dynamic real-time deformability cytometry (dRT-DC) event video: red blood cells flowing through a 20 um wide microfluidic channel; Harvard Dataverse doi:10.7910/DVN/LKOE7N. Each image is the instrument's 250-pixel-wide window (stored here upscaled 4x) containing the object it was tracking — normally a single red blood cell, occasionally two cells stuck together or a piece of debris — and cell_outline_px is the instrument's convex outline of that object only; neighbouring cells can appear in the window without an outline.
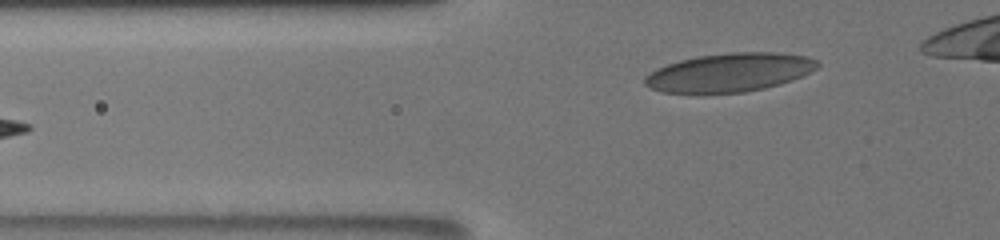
{"species": "human", "species_latin": "Homo sapiens", "temperature_condition": "room temperature", "stored_images_in_passage": 60, "camera_frame_rate_fps": 3000, "um_per_image_px": 0.085, "donor": {"sex": "male"}, "frame": {"image": 1, "passage_image": 3, "time_ms": 0.333, "image_size_px": [1000, 240], "cell_outline_px": [[820, 64], [816, 68], [792, 80], [780, 84], [764, 88], [744, 92], [664, 92], [652, 88], [644, 84], [644, 76], [656, 68], [680, 60], [700, 56], [732, 52], [776, 52], [808, 56], [816, 60]], "centroid_in_image_um": [62.02, 6.14], "position_along_channel_um": 63.8, "area_um2": 38.38}}
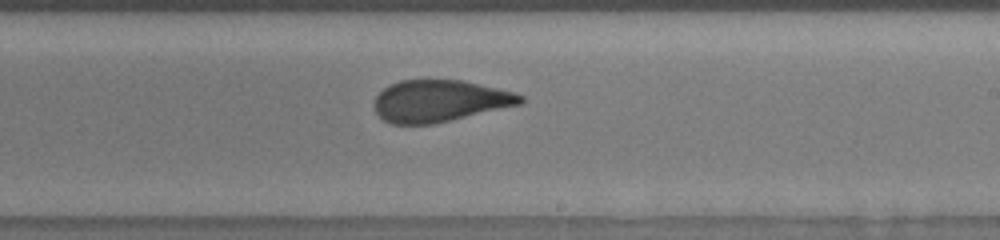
{"frame": {"image": 2, "passage_image": 31, "time_ms": 5.667, "image_size_px": [1000, 240], "cell_outline_px": [[524, 104], [432, 124], [392, 124], [384, 120], [376, 112], [372, 104], [376, 96], [384, 88], [400, 80], [460, 80], [496, 88], [512, 92], [524, 96]], "centroid_in_image_um": [37.36, 8.59], "position_along_channel_um": 251.6, "area_um2": 35.49}}
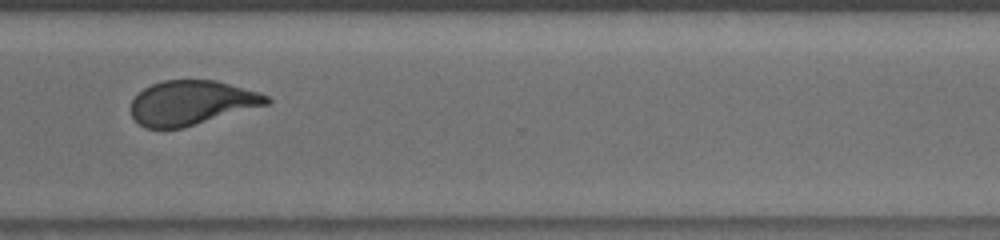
{"frame": {"image": 3, "passage_image": 45, "time_ms": 8.333, "image_size_px": [1000, 240], "cell_outline_px": [[272, 100], [268, 104], [184, 128], [144, 128], [132, 116], [132, 100], [144, 88], [152, 84], [164, 80], [216, 80], [260, 92], [268, 96]], "centroid_in_image_um": [16.31, 8.73], "position_along_channel_um": 354.3, "area_um2": 35.03}}